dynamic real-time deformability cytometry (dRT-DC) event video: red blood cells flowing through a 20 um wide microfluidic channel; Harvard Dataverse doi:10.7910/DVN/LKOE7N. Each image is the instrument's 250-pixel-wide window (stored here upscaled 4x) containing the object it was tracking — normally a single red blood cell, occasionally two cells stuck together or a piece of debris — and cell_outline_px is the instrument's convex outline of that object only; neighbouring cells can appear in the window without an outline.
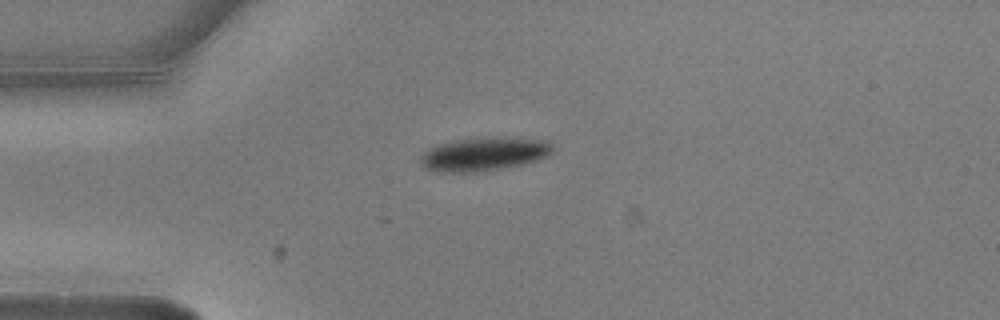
{"species": "common noctule bat (a hibernating species)", "species_latin": "Nyctalus noctula", "temperature_condition": "warm", "stored_images_in_passage": 4, "camera_frame_rate_fps": 3000, "um_per_image_px": 0.085, "animal": {"sex": "male", "body_mass_g": 20.5, "forearm_length_mm": 52.5}, "frame": {"image": 1, "passage_image": 4, "time_ms": 1.0, "image_size_px": [1000, 320], "cell_outline_px": [[556, 148], [552, 152], [536, 160], [520, 164], [500, 168], [472, 172], [436, 172], [424, 168], [420, 164], [420, 156], [428, 148], [436, 144], [456, 140], [504, 136], [548, 140]], "centroid_in_image_um": [41.12, 13.07], "position_along_channel_um": 43.9, "area_um2": 25.95}}